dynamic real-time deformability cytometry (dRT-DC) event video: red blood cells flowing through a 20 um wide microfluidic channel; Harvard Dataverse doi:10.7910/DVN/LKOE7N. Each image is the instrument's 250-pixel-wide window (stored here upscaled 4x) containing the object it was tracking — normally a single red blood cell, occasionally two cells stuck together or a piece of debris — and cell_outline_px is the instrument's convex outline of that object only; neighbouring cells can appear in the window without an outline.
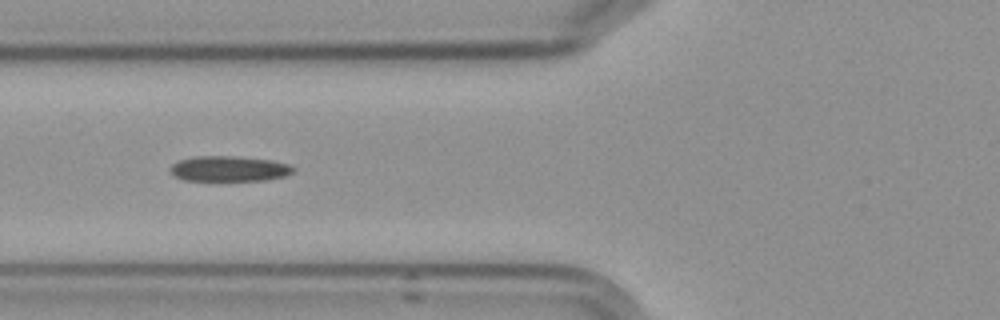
{"species": "Egyptian fruit bat (a non-hibernating species)", "species_latin": "Rousettus aegyptiacus", "temperature_condition": "cold", "stored_images_in_passage": 8, "camera_frame_rate_fps": 3000, "um_per_image_px": 0.085, "frame": {"image": 1, "passage_image": 3, "time_ms": 2.333, "image_size_px": [1000, 320], "cell_outline_px": [[296, 168], [292, 172], [284, 176], [268, 180], [184, 180], [172, 176], [168, 168], [172, 164], [180, 160], [196, 156], [232, 156], [272, 160], [288, 164]], "centroid_in_image_um": [19.44, 14.34], "position_along_channel_um": 106.4, "area_um2": 18.21}}
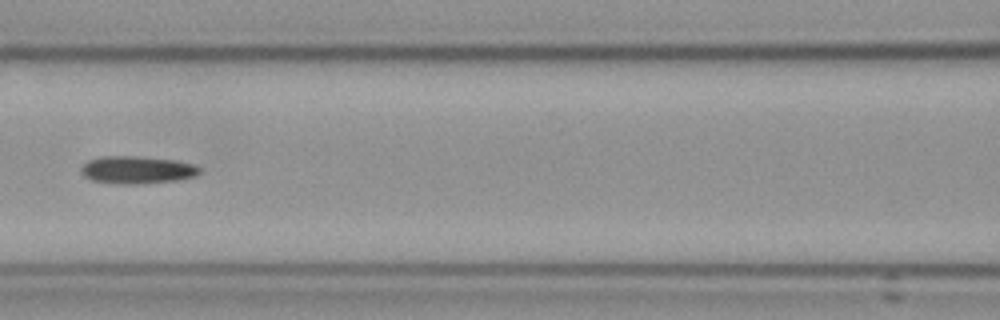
{"frame": {"image": 2, "passage_image": 4, "time_ms": 3.667, "image_size_px": [1000, 320], "cell_outline_px": [[200, 172], [196, 176], [180, 180], [128, 184], [124, 184], [92, 180], [84, 176], [80, 172], [80, 168], [88, 160], [100, 156], [136, 156], [176, 160], [192, 164], [200, 168]], "centroid_in_image_um": [11.64, 14.43], "position_along_channel_um": 155.0, "area_um2": 18.96}}